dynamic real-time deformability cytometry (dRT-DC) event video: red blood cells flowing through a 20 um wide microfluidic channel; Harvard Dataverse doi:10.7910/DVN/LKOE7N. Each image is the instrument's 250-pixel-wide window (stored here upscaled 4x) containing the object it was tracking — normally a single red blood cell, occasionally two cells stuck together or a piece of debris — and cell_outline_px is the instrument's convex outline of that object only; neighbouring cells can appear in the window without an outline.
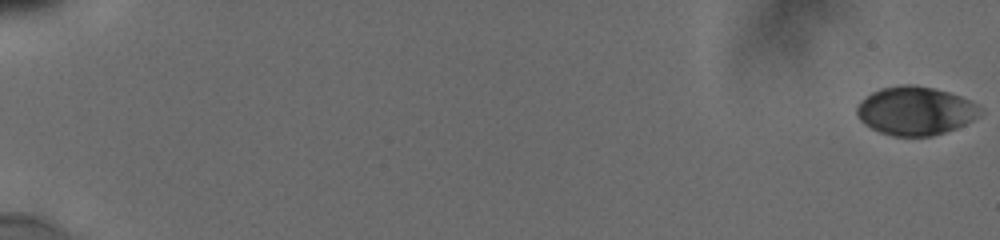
{"species": "human", "species_latin": "Homo sapiens", "temperature_condition": "cold", "stored_images_in_passage": 38, "camera_frame_rate_fps": 3000, "um_per_image_px": 0.085, "donor": {"sex": "male"}, "frame": {"image": 1, "passage_image": 1, "time_ms": 0.0, "image_size_px": [1000, 240], "cell_outline_px": [[984, 112], [980, 116], [956, 128], [932, 136], [892, 136], [880, 132], [864, 124], [856, 116], [856, 104], [860, 100], [872, 92], [880, 88], [900, 84], [916, 84], [948, 92], [960, 96], [976, 104]], "centroid_in_image_um": [77.77, 9.41], "position_along_channel_um": 7.2, "area_um2": 35.08}}
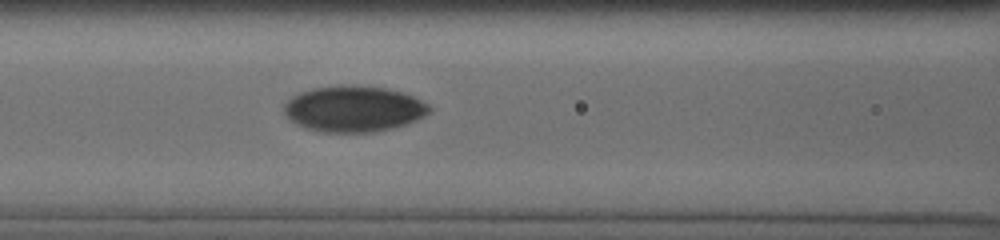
{"frame": {"image": 2, "passage_image": 25, "time_ms": 9.0, "image_size_px": [1000, 240], "cell_outline_px": [[432, 108], [424, 116], [416, 120], [392, 128], [372, 132], [316, 132], [304, 128], [296, 124], [284, 112], [284, 104], [292, 96], [300, 92], [316, 88], [384, 88], [400, 92], [412, 96], [428, 104]], "centroid_in_image_um": [30.05, 9.31], "position_along_channel_um": 136.6, "area_um2": 37.74}}
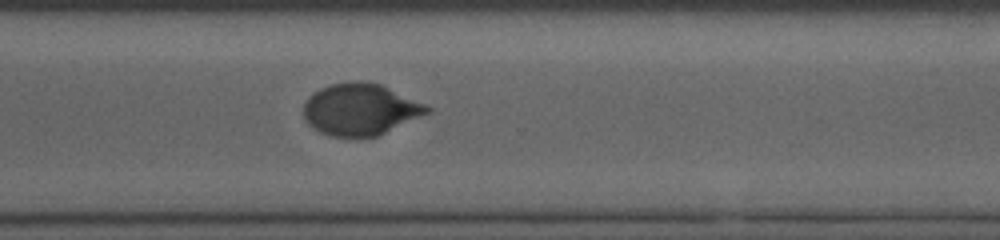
{"frame": {"image": 3, "passage_image": 38, "time_ms": 14.333, "image_size_px": [1000, 240], "cell_outline_px": [[432, 112], [376, 136], [332, 136], [320, 132], [308, 124], [304, 120], [304, 100], [312, 92], [320, 88], [332, 84], [356, 80], [360, 80], [380, 84], [424, 104], [432, 108]], "centroid_in_image_um": [30.6, 9.28], "position_along_channel_um": 340.0, "area_um2": 37.05}}